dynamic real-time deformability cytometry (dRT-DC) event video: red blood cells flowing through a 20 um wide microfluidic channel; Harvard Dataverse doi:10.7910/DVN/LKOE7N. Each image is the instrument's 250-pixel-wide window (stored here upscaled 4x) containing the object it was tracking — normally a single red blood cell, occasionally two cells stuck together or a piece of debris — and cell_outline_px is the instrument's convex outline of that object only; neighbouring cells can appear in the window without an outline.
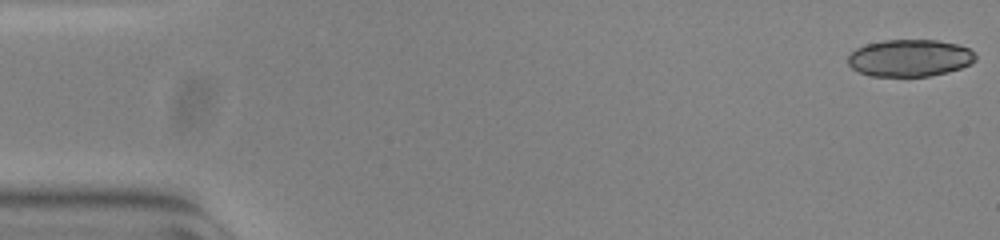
{"species": "common noctule bat (a hibernating species)", "species_latin": "Nyctalus noctula", "temperature_condition": "warm", "stored_images_in_passage": 53, "camera_frame_rate_fps": 3000, "um_per_image_px": 0.085, "animal": {"sex": "female", "body_mass_g": 23.0, "forearm_length_mm": 53.4}, "frame": {"image": 1, "passage_image": 1, "time_ms": 0.0, "image_size_px": [1000, 240], "cell_outline_px": [[976, 60], [960, 68], [948, 72], [928, 76], [872, 76], [860, 72], [852, 68], [848, 64], [848, 56], [856, 48], [868, 44], [884, 40], [936, 40], [956, 44], [968, 48], [976, 56]], "centroid_in_image_um": [77.32, 4.93], "position_along_channel_um": 7.7, "area_um2": 27.34}}
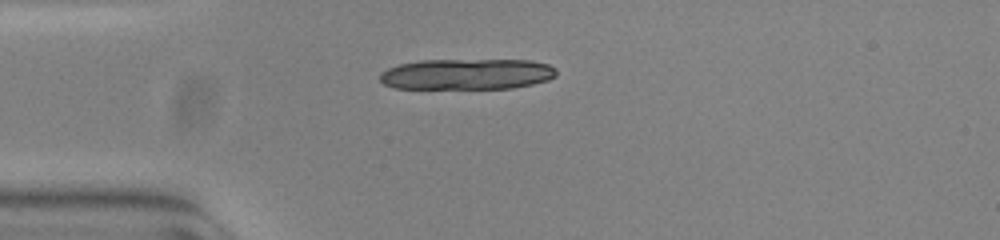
{"frame": {"image": 2, "passage_image": 14, "time_ms": 4.333, "image_size_px": [1000, 240], "cell_outline_px": [[556, 76], [548, 80], [532, 84], [512, 88], [392, 88], [384, 84], [380, 80], [380, 72], [388, 68], [400, 64], [420, 60], [528, 60], [548, 64], [556, 68]], "centroid_in_image_um": [39.68, 6.3], "position_along_channel_um": 45.3, "area_um2": 31.73}}
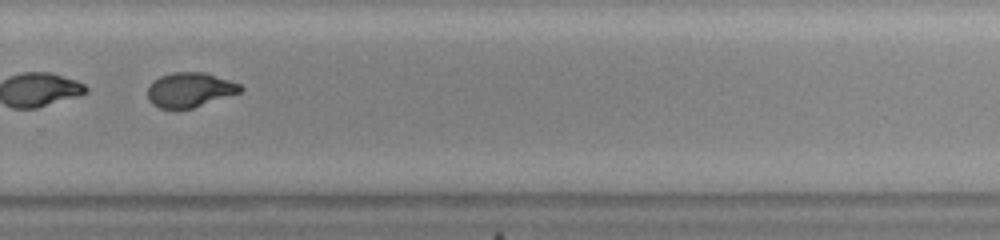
{"frame": {"image": 3, "passage_image": 37, "time_ms": 12.0, "image_size_px": [1000, 240], "cell_outline_px": [[244, 88], [240, 92], [192, 108], [176, 112], [160, 108], [152, 104], [148, 100], [148, 88], [152, 80], [160, 76], [172, 72], [204, 72], [240, 84]], "centroid_in_image_um": [16.07, 7.66], "position_along_channel_um": 313.7, "area_um2": 19.02}, "authors_computed_cell_mechanics": {"area_um2": 27.3394, "velocity_mm_per_s": 3.8232, "shape_relaxation_time_tau1_ms": 10.5007, "shape_relaxation_time_tau2_ms": 1.0644, "deformation_change_tau1": 0.2954, "deformation_change_tau2": 0.0619}}